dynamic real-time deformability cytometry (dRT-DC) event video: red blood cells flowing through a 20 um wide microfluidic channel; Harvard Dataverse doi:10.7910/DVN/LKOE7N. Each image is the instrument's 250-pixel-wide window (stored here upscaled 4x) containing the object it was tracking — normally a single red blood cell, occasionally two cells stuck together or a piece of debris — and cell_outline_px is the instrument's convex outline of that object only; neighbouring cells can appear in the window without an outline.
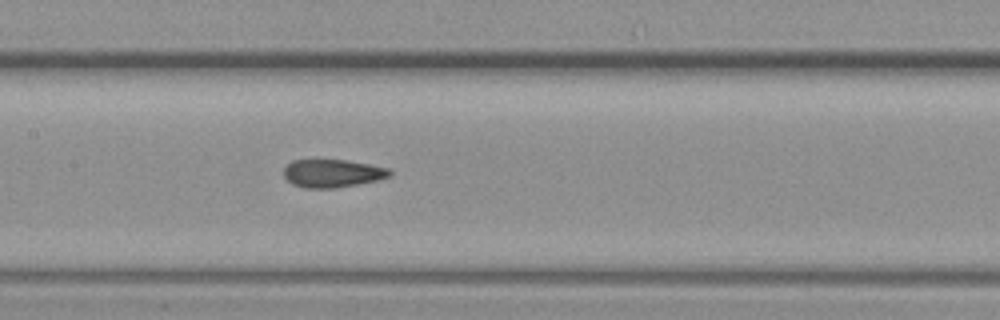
{"species": "common noctule bat (a hibernating species)", "species_latin": "Nyctalus noctula", "temperature_condition": "warm", "stored_images_in_passage": 10, "segment_of_instrument_passage": [1, 2], "camera_frame_rate_fps": 3000, "um_per_image_px": 0.085, "animal": {"sex": "female", "body_mass_g": 19.3, "forearm_length_mm": 54.1}, "frame": {"image": 1, "passage_image": 9, "time_ms": 2.667, "image_size_px": [1000, 320], "cell_outline_px": [[392, 176], [376, 180], [336, 188], [304, 188], [292, 184], [284, 176], [284, 168], [292, 160], [348, 160], [388, 168], [392, 172]], "centroid_in_image_um": [28.25, 14.73], "position_along_channel_um": 179.1, "area_um2": 17.22}}